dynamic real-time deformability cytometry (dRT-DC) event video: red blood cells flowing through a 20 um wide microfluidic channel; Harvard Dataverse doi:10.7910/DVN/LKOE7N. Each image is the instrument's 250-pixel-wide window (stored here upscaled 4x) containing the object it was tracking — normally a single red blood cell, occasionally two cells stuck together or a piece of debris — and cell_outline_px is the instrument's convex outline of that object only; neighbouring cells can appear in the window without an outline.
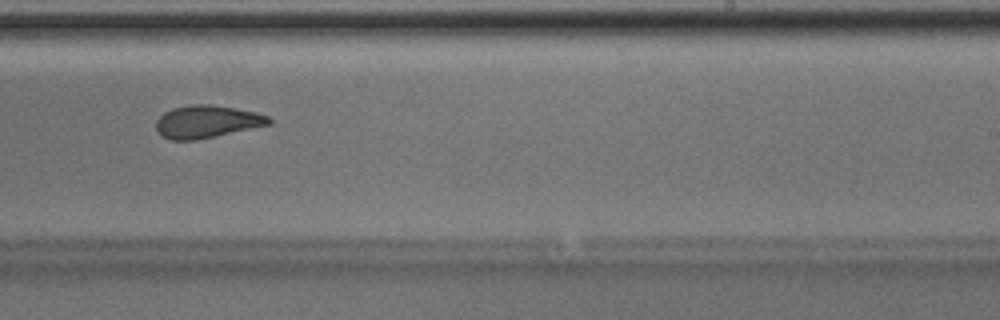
{"species": "Egyptian fruit bat (a non-hibernating species)", "species_latin": "Rousettus aegyptiacus", "temperature_condition": "room temperature", "stored_images_in_passage": 45, "camera_frame_rate_fps": 3000, "um_per_image_px": 0.085, "animal": {"sex": "male"}, "frame": {"image": 1, "passage_image": 32, "time_ms": 10.333, "image_size_px": [1000, 320], "cell_outline_px": [[272, 124], [196, 140], [168, 140], [160, 136], [156, 128], [156, 120], [164, 112], [172, 108], [192, 104], [208, 104], [236, 108], [256, 112], [268, 116], [272, 120]], "centroid_in_image_um": [17.56, 10.34], "position_along_channel_um": 271.4, "area_um2": 21.56}}
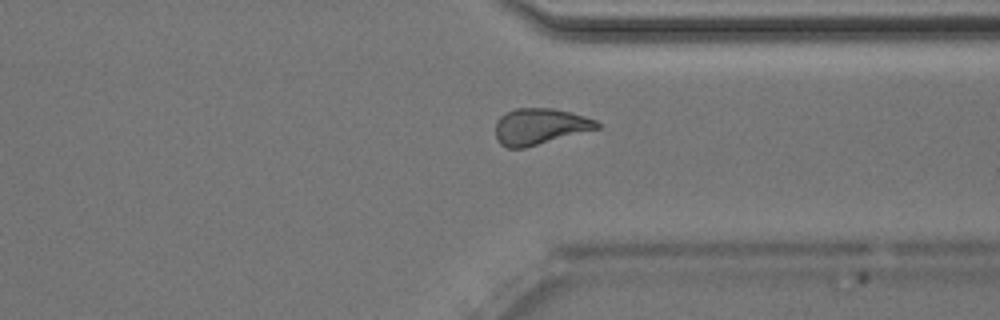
{"frame": {"image": 2, "passage_image": 39, "time_ms": 12.667, "image_size_px": [1000, 320], "cell_outline_px": [[600, 128], [524, 148], [508, 148], [500, 144], [496, 140], [496, 120], [504, 112], [516, 108], [552, 108], [584, 116], [596, 120], [600, 124]], "centroid_in_image_um": [45.85, 10.75], "position_along_channel_um": 365.5, "area_um2": 21.44}, "authors_computed_cell_mechanics": {"area_um2": 21.8484, "velocity_mm_per_s": 4.0218, "shape_relaxation_time_tau1_ms": 9.3343, "shape_relaxation_time_tau2_ms": 2.2069, "deformation_change_tau1": 0.2095, "deformation_change_tau2": 0.0772}}